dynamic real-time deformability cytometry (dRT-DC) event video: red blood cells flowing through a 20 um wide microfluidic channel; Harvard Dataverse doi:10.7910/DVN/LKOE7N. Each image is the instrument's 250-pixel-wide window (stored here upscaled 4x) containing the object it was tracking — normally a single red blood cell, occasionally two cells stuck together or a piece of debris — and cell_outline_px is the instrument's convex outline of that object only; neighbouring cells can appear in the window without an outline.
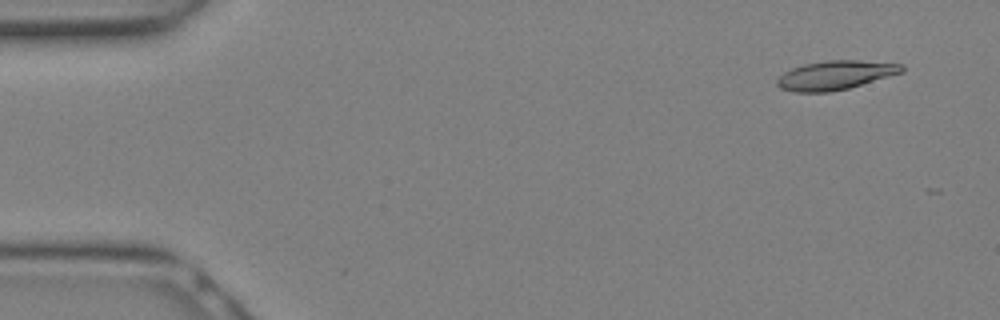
{"species": "Egyptian fruit bat (a non-hibernating species)", "species_latin": "Rousettus aegyptiacus", "temperature_condition": "warm", "stored_images_in_passage": 4, "camera_frame_rate_fps": 3000, "um_per_image_px": 0.085, "animal": {"sex": "female"}, "frame": {"image": 1, "passage_image": 1, "time_ms": 0.0, "image_size_px": [1000, 320], "cell_outline_px": [[904, 72], [848, 88], [832, 92], [792, 92], [780, 88], [776, 84], [776, 80], [784, 72], [792, 68], [804, 64], [828, 60], [856, 60], [904, 64]], "centroid_in_image_um": [71.0, 6.39], "position_along_channel_um": 14.0, "area_um2": 21.1}}